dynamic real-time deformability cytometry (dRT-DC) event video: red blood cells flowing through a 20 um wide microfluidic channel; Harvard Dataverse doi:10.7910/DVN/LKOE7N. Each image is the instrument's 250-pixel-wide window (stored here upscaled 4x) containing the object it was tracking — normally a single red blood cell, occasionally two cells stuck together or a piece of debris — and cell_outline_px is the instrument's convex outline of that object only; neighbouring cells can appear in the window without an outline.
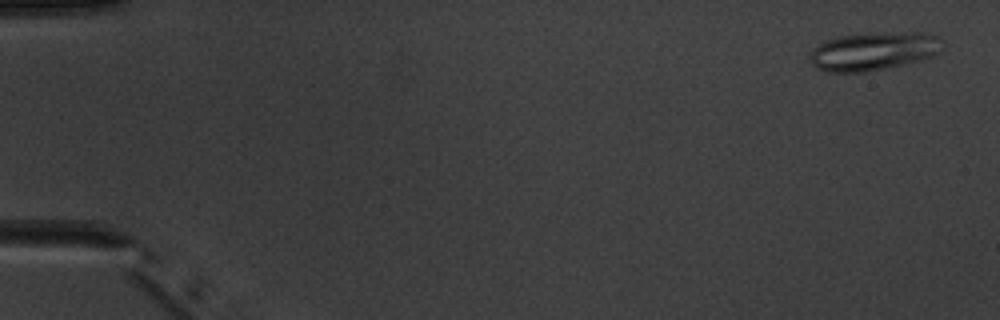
{"species": "common noctule bat (a hibernating species)", "species_latin": "Nyctalus noctula", "temperature_condition": "warm", "stored_images_in_passage": 5, "camera_frame_rate_fps": 3000, "um_per_image_px": 0.085, "animal": {"sex": "male", "body_mass_g": 20.1, "forearm_length_mm": 53.5}, "frame": {"image": 1, "passage_image": 1, "time_ms": 0.0, "image_size_px": [1000, 320], "cell_outline_px": [[944, 40], [940, 52], [936, 56], [920, 60], [884, 68], [864, 72], [828, 72], [816, 68], [808, 60], [808, 56], [812, 48], [824, 40], [836, 36], [912, 32], [916, 32], [936, 36]], "centroid_in_image_um": [74.21, 4.36], "position_along_channel_um": 10.8, "area_um2": 29.54}}
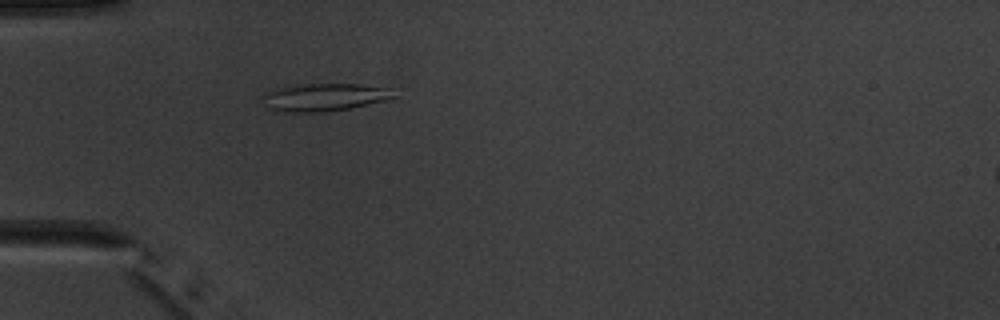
{"frame": {"image": 2, "passage_image": 5, "time_ms": 4.667, "image_size_px": [1000, 320], "cell_outline_px": [[396, 96], [388, 100], [348, 108], [324, 112], [284, 112], [272, 108], [260, 96], [276, 88], [308, 84], [360, 84], [388, 88]], "centroid_in_image_um": [27.61, 8.26], "position_along_channel_um": 57.4, "area_um2": 20.75}}